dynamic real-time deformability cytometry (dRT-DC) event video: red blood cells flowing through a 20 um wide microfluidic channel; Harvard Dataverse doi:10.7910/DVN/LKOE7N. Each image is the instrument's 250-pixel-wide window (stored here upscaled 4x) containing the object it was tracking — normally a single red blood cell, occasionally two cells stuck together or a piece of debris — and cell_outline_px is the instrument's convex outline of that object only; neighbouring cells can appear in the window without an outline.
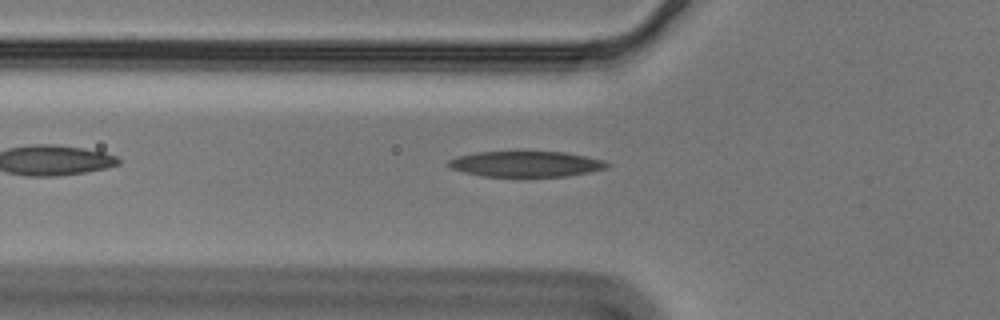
{"species": "Egyptian fruit bat (a non-hibernating species)", "species_latin": "Rousettus aegyptiacus", "temperature_condition": "cold", "stored_images_in_passage": 36, "camera_frame_rate_fps": 3000, "um_per_image_px": 0.085, "animal": {"sex": "male"}, "frame": {"image": 1, "passage_image": 3, "time_ms": 0.667, "image_size_px": [1000, 320], "cell_outline_px": [[612, 164], [604, 168], [588, 172], [564, 176], [524, 180], [484, 176], [464, 172], [448, 168], [444, 164], [448, 160], [460, 156], [476, 152], [520, 148], [564, 152], [604, 160]], "centroid_in_image_um": [44.62, 13.93], "position_along_channel_um": 81.2, "area_um2": 25.89}}
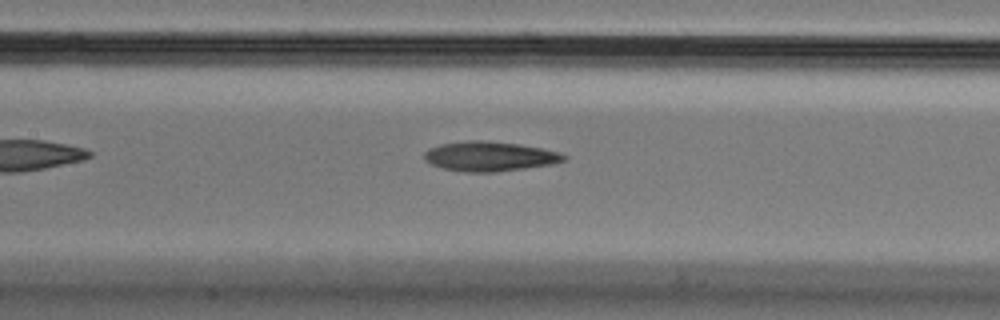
{"frame": {"image": 2, "passage_image": 10, "time_ms": 3.0, "image_size_px": [1000, 320], "cell_outline_px": [[568, 156], [564, 160], [552, 164], [496, 172], [460, 172], [444, 168], [432, 164], [424, 160], [424, 152], [428, 148], [440, 144], [468, 140], [484, 140], [516, 144], [540, 148], [560, 152]], "centroid_in_image_um": [41.58, 13.29], "position_along_channel_um": 165.8, "area_um2": 24.1}}
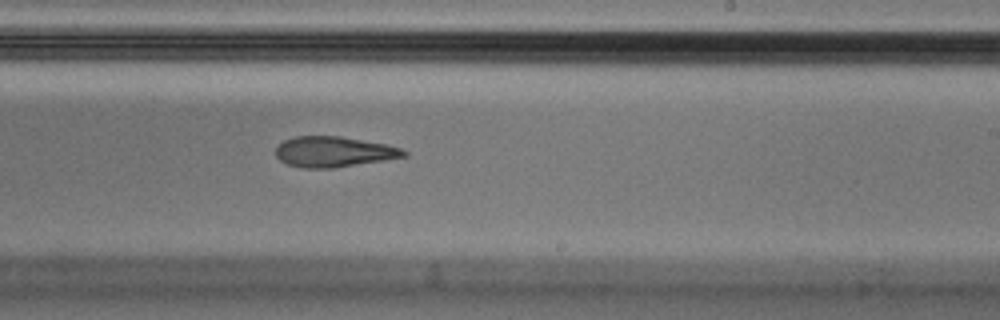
{"frame": {"image": 3, "passage_image": 18, "time_ms": 5.667, "image_size_px": [1000, 320], "cell_outline_px": [[408, 156], [384, 160], [332, 168], [300, 168], [288, 164], [280, 160], [276, 156], [276, 144], [284, 140], [296, 136], [340, 136], [388, 144], [400, 148], [408, 152]], "centroid_in_image_um": [28.36, 12.89], "position_along_channel_um": 260.6, "area_um2": 22.89}}